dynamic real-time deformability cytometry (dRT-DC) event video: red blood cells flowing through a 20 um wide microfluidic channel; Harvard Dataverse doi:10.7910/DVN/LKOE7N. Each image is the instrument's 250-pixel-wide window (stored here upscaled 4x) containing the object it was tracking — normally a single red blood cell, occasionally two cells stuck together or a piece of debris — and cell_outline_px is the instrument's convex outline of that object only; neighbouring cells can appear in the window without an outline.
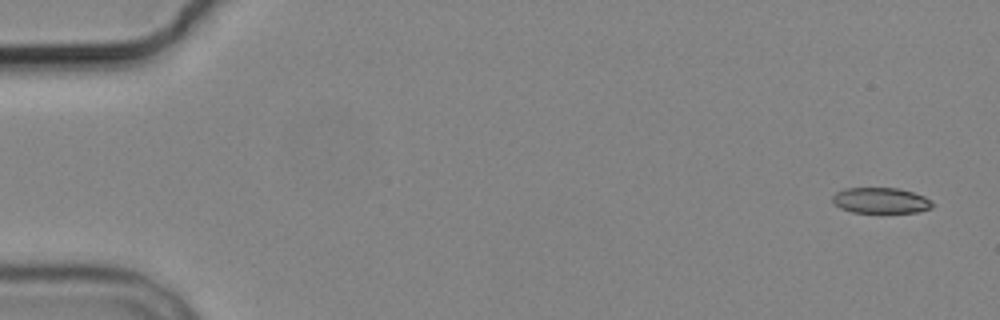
{"species": "common noctule bat (a hibernating species)", "species_latin": "Nyctalus noctula", "temperature_condition": "cold", "stored_images_in_passage": 6, "camera_frame_rate_fps": 3000, "um_per_image_px": 0.085, "animal": {"sex": "male", "body_mass_g": 19.2, "forearm_length_mm": 51.8}, "frame": {"image": 1, "passage_image": 1, "time_ms": 0.0, "image_size_px": [1000, 320], "cell_outline_px": [[936, 204], [932, 208], [916, 212], [852, 212], [840, 208], [832, 200], [832, 196], [836, 192], [844, 188], [900, 188], [924, 196], [932, 200]], "centroid_in_image_um": [74.9, 17.03], "position_along_channel_um": 10.1, "area_um2": 15.03}}
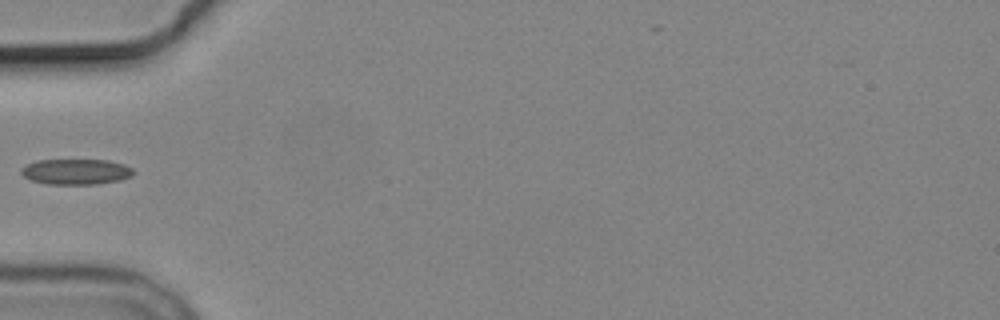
{"frame": {"image": 2, "passage_image": 5, "time_ms": 5.667, "image_size_px": [1000, 320], "cell_outline_px": [[136, 172], [132, 176], [120, 180], [100, 184], [48, 184], [32, 180], [24, 176], [20, 172], [20, 168], [36, 160], [108, 160], [124, 164], [132, 168]], "centroid_in_image_um": [6.49, 14.59], "position_along_channel_um": 78.5, "area_um2": 16.82}}
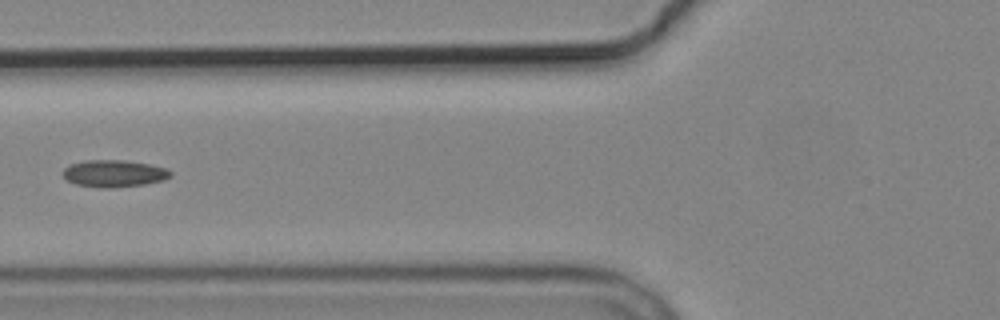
{"frame": {"image": 3, "passage_image": 6, "time_ms": 6.667, "image_size_px": [1000, 320], "cell_outline_px": [[172, 176], [164, 180], [144, 184], [112, 188], [100, 188], [76, 184], [68, 180], [64, 176], [64, 168], [68, 164], [84, 160], [124, 160], [148, 164], [168, 168], [172, 172]], "centroid_in_image_um": [9.71, 14.74], "position_along_channel_um": 116.1, "area_um2": 17.05}}